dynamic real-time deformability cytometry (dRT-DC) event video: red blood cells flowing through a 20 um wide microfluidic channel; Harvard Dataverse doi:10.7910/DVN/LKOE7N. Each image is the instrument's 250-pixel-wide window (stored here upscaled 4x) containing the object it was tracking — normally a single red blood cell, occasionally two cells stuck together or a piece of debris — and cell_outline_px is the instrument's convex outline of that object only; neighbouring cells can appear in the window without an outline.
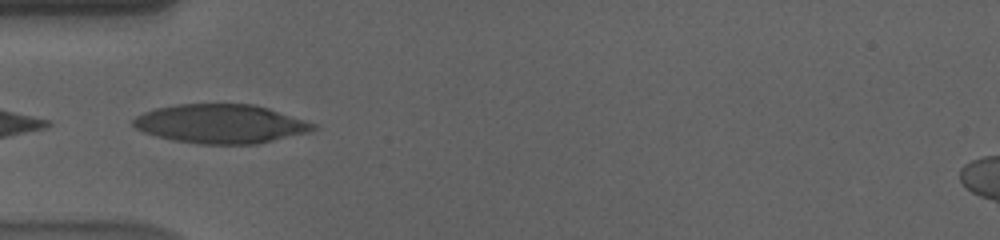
{"species": "human", "species_latin": "Homo sapiens", "temperature_condition": "cold", "stored_images_in_passage": 24, "camera_frame_rate_fps": 3000, "um_per_image_px": 0.085, "donor": {"sex": "male"}, "frame": {"image": 1, "passage_image": 1, "time_ms": 0.0, "image_size_px": [1000, 240], "cell_outline_px": [[320, 128], [308, 132], [256, 144], [196, 144], [172, 140], [156, 136], [144, 132], [136, 128], [132, 124], [132, 120], [136, 116], [144, 112], [156, 108], [176, 104], [252, 104], [268, 108], [316, 124]], "centroid_in_image_um": [18.73, 10.53], "position_along_channel_um": 66.3, "area_um2": 40.81}}
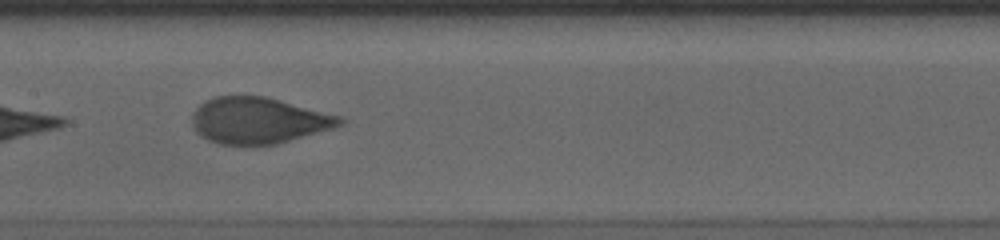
{"frame": {"image": 2, "passage_image": 11, "time_ms": 3.333, "image_size_px": [1000, 240], "cell_outline_px": [[348, 120], [344, 124], [336, 128], [276, 144], [220, 144], [208, 140], [200, 136], [192, 128], [192, 112], [204, 100], [212, 96], [264, 96], [344, 116]], "centroid_in_image_um": [22.01, 10.23], "position_along_channel_um": 185.4, "area_um2": 40.34}}